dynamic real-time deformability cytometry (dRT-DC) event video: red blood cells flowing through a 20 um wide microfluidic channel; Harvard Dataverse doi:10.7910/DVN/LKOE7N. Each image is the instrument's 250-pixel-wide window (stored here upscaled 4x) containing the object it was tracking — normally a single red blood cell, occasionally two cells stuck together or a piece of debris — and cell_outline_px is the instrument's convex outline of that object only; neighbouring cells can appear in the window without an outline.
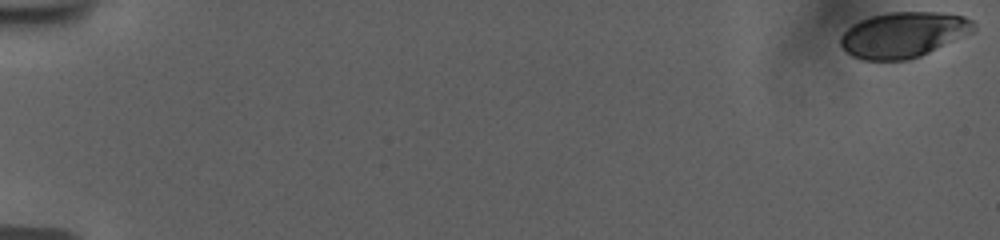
{"species": "human", "species_latin": "Homo sapiens", "temperature_condition": "room temperature", "stored_images_in_passage": 56, "camera_frame_rate_fps": 3000, "um_per_image_px": 0.085, "donor": {"sex": "female"}, "frame": {"image": 1, "passage_image": 1, "time_ms": 0.0, "image_size_px": [1000, 240], "cell_outline_px": [[976, 28], [972, 32], [920, 56], [908, 60], [864, 60], [852, 56], [840, 44], [840, 36], [852, 24], [860, 20], [872, 16], [888, 12], [940, 12], [964, 16], [972, 20], [976, 24]], "centroid_in_image_um": [76.79, 2.94], "position_along_channel_um": 8.2, "area_um2": 35.2}}
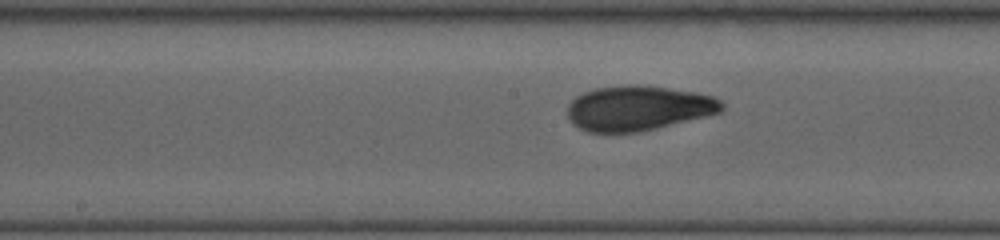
{"frame": {"image": 2, "passage_image": 31, "time_ms": 10.0, "image_size_px": [1000, 240], "cell_outline_px": [[724, 108], [720, 112], [640, 132], [588, 132], [572, 124], [568, 120], [568, 104], [576, 96], [584, 92], [596, 88], [668, 88], [692, 92], [712, 96], [720, 100], [724, 104]], "centroid_in_image_um": [54.22, 9.24], "position_along_channel_um": 194.0, "area_um2": 39.02}}
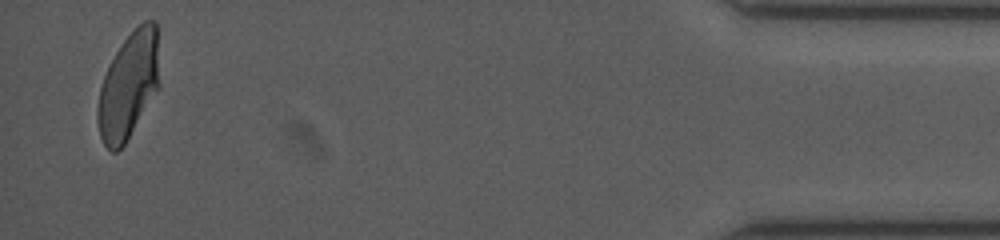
{"frame": {"image": 3, "passage_image": 55, "time_ms": 18.0, "image_size_px": [1000, 240], "cell_outline_px": [[160, 84], [124, 144], [116, 152], [112, 152], [104, 144], [100, 136], [96, 116], [96, 112], [100, 88], [104, 76], [120, 44], [144, 20], [156, 20]], "centroid_in_image_um": [10.92, 7.26], "position_along_channel_um": 424.3, "area_um2": 37.86}, "authors_computed_cell_mechanics": {"area_um2": 38.726, "velocity_mm_per_s": 3.7684, "shape_relaxation_time_tau1_ms": 8.1906, "shape_relaxation_time_tau2_ms": 1.2688, "deformation_change_tau1": 0.1997, "deformation_change_tau2": 0.0633}}